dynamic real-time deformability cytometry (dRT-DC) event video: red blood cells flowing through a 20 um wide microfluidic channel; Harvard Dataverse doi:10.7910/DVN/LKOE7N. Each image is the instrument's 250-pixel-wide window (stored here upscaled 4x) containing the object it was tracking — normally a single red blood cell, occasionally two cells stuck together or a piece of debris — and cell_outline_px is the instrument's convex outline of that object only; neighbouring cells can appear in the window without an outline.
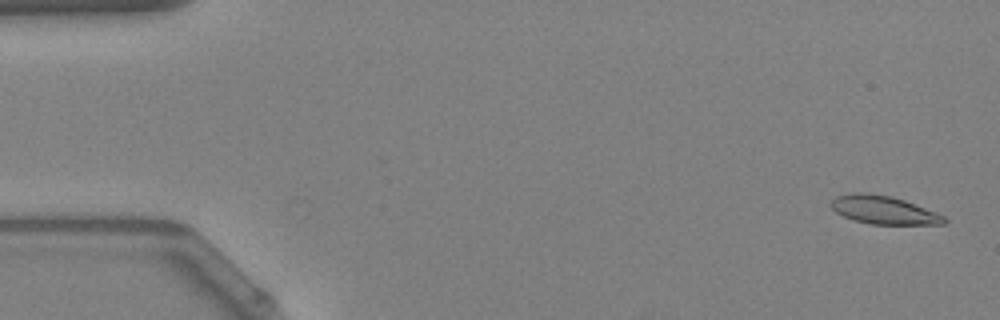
{"species": "Egyptian fruit bat (a non-hibernating species)", "species_latin": "Rousettus aegyptiacus", "temperature_condition": "warm", "stored_images_in_passage": 41, "camera_frame_rate_fps": 3000, "um_per_image_px": 0.085, "animal": {"sex": "female"}, "frame": {"image": 1, "passage_image": 2, "time_ms": 0.333, "image_size_px": [1000, 320], "cell_outline_px": [[948, 220], [944, 224], [872, 224], [852, 220], [836, 212], [828, 204], [836, 196], [852, 192], [868, 192], [892, 196], [904, 200], [944, 216]], "centroid_in_image_um": [75.05, 17.83], "position_along_channel_um": 9.9, "area_um2": 18.61}}
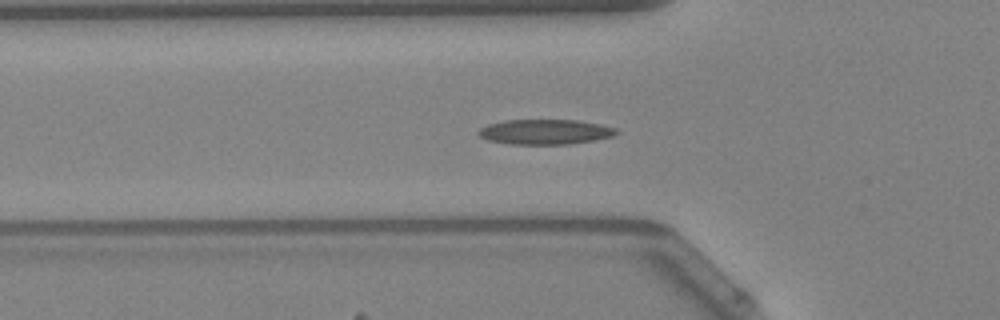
{"frame": {"image": 2, "passage_image": 18, "time_ms": 5.667, "image_size_px": [1000, 320], "cell_outline_px": [[620, 132], [612, 136], [596, 140], [568, 144], [508, 144], [488, 140], [480, 136], [476, 132], [480, 128], [488, 124], [504, 120], [576, 120], [600, 124], [616, 128]], "centroid_in_image_um": [46.33, 11.21], "position_along_channel_um": 79.5, "area_um2": 20.17}, "authors_computed_cell_mechanics": {"area_um2": 18.9006, "velocity_mm_per_s": 3.9271, "shape_relaxation_time_tau1_ms": 9.5913, "shape_relaxation_time_tau2_ms": 3.2078, "deformation_change_tau1": 0.2214, "deformation_change_tau2": 0.1064}}